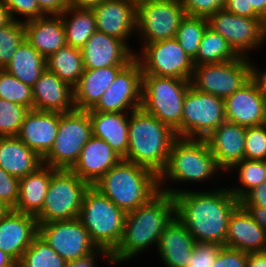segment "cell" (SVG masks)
Instances as JSON below:
<instances>
[{
    "label": "cell",
    "mask_w": 266,
    "mask_h": 267,
    "mask_svg": "<svg viewBox=\"0 0 266 267\" xmlns=\"http://www.w3.org/2000/svg\"><path fill=\"white\" fill-rule=\"evenodd\" d=\"M248 253L223 247L212 267H247Z\"/></svg>",
    "instance_id": "7dc6e473"
},
{
    "label": "cell",
    "mask_w": 266,
    "mask_h": 267,
    "mask_svg": "<svg viewBox=\"0 0 266 267\" xmlns=\"http://www.w3.org/2000/svg\"><path fill=\"white\" fill-rule=\"evenodd\" d=\"M226 178L230 192L240 201L251 189L266 181L264 160L244 159L226 173Z\"/></svg>",
    "instance_id": "d6a6232c"
},
{
    "label": "cell",
    "mask_w": 266,
    "mask_h": 267,
    "mask_svg": "<svg viewBox=\"0 0 266 267\" xmlns=\"http://www.w3.org/2000/svg\"><path fill=\"white\" fill-rule=\"evenodd\" d=\"M84 69L126 66L135 53L120 39L95 31L81 49Z\"/></svg>",
    "instance_id": "d6986e66"
},
{
    "label": "cell",
    "mask_w": 266,
    "mask_h": 267,
    "mask_svg": "<svg viewBox=\"0 0 266 267\" xmlns=\"http://www.w3.org/2000/svg\"><path fill=\"white\" fill-rule=\"evenodd\" d=\"M91 137L89 111L75 109L60 113L58 134L52 148L42 158L43 165L71 170Z\"/></svg>",
    "instance_id": "30bf717a"
},
{
    "label": "cell",
    "mask_w": 266,
    "mask_h": 267,
    "mask_svg": "<svg viewBox=\"0 0 266 267\" xmlns=\"http://www.w3.org/2000/svg\"><path fill=\"white\" fill-rule=\"evenodd\" d=\"M103 261L104 265L103 267L106 265V267H113V264L111 262V257L110 254L102 249H98L96 252H94L93 254L78 259L77 261H73V262H66L65 267H98L100 265L99 260Z\"/></svg>",
    "instance_id": "c3c4849f"
},
{
    "label": "cell",
    "mask_w": 266,
    "mask_h": 267,
    "mask_svg": "<svg viewBox=\"0 0 266 267\" xmlns=\"http://www.w3.org/2000/svg\"><path fill=\"white\" fill-rule=\"evenodd\" d=\"M247 267H266V252L248 253Z\"/></svg>",
    "instance_id": "db71d44e"
},
{
    "label": "cell",
    "mask_w": 266,
    "mask_h": 267,
    "mask_svg": "<svg viewBox=\"0 0 266 267\" xmlns=\"http://www.w3.org/2000/svg\"><path fill=\"white\" fill-rule=\"evenodd\" d=\"M45 15H60L69 7V0H37Z\"/></svg>",
    "instance_id": "816d5d0a"
},
{
    "label": "cell",
    "mask_w": 266,
    "mask_h": 267,
    "mask_svg": "<svg viewBox=\"0 0 266 267\" xmlns=\"http://www.w3.org/2000/svg\"><path fill=\"white\" fill-rule=\"evenodd\" d=\"M19 197V178L0 167V200L15 209Z\"/></svg>",
    "instance_id": "bcb514c9"
},
{
    "label": "cell",
    "mask_w": 266,
    "mask_h": 267,
    "mask_svg": "<svg viewBox=\"0 0 266 267\" xmlns=\"http://www.w3.org/2000/svg\"><path fill=\"white\" fill-rule=\"evenodd\" d=\"M225 183V184H224ZM176 217L196 242L226 247L228 221L240 204L226 181L214 189H192L174 195Z\"/></svg>",
    "instance_id": "6da1fadb"
},
{
    "label": "cell",
    "mask_w": 266,
    "mask_h": 267,
    "mask_svg": "<svg viewBox=\"0 0 266 267\" xmlns=\"http://www.w3.org/2000/svg\"><path fill=\"white\" fill-rule=\"evenodd\" d=\"M190 86V80L142 75L141 108L176 132L182 126L183 101Z\"/></svg>",
    "instance_id": "52a82bcc"
},
{
    "label": "cell",
    "mask_w": 266,
    "mask_h": 267,
    "mask_svg": "<svg viewBox=\"0 0 266 267\" xmlns=\"http://www.w3.org/2000/svg\"><path fill=\"white\" fill-rule=\"evenodd\" d=\"M60 112L30 109L17 137L43 158L52 148L58 134Z\"/></svg>",
    "instance_id": "44dd1931"
},
{
    "label": "cell",
    "mask_w": 266,
    "mask_h": 267,
    "mask_svg": "<svg viewBox=\"0 0 266 267\" xmlns=\"http://www.w3.org/2000/svg\"><path fill=\"white\" fill-rule=\"evenodd\" d=\"M124 67L109 66L100 69H84L80 80L73 87L75 108L85 111L92 109Z\"/></svg>",
    "instance_id": "f1b7e54d"
},
{
    "label": "cell",
    "mask_w": 266,
    "mask_h": 267,
    "mask_svg": "<svg viewBox=\"0 0 266 267\" xmlns=\"http://www.w3.org/2000/svg\"><path fill=\"white\" fill-rule=\"evenodd\" d=\"M207 19L209 27L221 34L239 56L255 60L256 54L260 57L259 52L266 53L263 49L266 47V21L263 18L238 16L221 9Z\"/></svg>",
    "instance_id": "7c38bea8"
},
{
    "label": "cell",
    "mask_w": 266,
    "mask_h": 267,
    "mask_svg": "<svg viewBox=\"0 0 266 267\" xmlns=\"http://www.w3.org/2000/svg\"><path fill=\"white\" fill-rule=\"evenodd\" d=\"M24 40V22L12 20L8 25L0 28V69L11 61Z\"/></svg>",
    "instance_id": "ab89813d"
},
{
    "label": "cell",
    "mask_w": 266,
    "mask_h": 267,
    "mask_svg": "<svg viewBox=\"0 0 266 267\" xmlns=\"http://www.w3.org/2000/svg\"><path fill=\"white\" fill-rule=\"evenodd\" d=\"M175 131L141 107L130 112L127 161L146 167L158 176L165 170Z\"/></svg>",
    "instance_id": "277c9868"
},
{
    "label": "cell",
    "mask_w": 266,
    "mask_h": 267,
    "mask_svg": "<svg viewBox=\"0 0 266 267\" xmlns=\"http://www.w3.org/2000/svg\"><path fill=\"white\" fill-rule=\"evenodd\" d=\"M248 9H254L266 21V0H248Z\"/></svg>",
    "instance_id": "9f6ffc18"
},
{
    "label": "cell",
    "mask_w": 266,
    "mask_h": 267,
    "mask_svg": "<svg viewBox=\"0 0 266 267\" xmlns=\"http://www.w3.org/2000/svg\"><path fill=\"white\" fill-rule=\"evenodd\" d=\"M57 169L42 165L35 172L19 179V197L15 211L36 216L45 202L52 174Z\"/></svg>",
    "instance_id": "4dcf8cb0"
},
{
    "label": "cell",
    "mask_w": 266,
    "mask_h": 267,
    "mask_svg": "<svg viewBox=\"0 0 266 267\" xmlns=\"http://www.w3.org/2000/svg\"><path fill=\"white\" fill-rule=\"evenodd\" d=\"M93 186L126 213L160 191L155 172L125 159L111 167Z\"/></svg>",
    "instance_id": "5b68a950"
},
{
    "label": "cell",
    "mask_w": 266,
    "mask_h": 267,
    "mask_svg": "<svg viewBox=\"0 0 266 267\" xmlns=\"http://www.w3.org/2000/svg\"><path fill=\"white\" fill-rule=\"evenodd\" d=\"M127 213L90 186L83 197L79 219L98 249L111 254L119 244Z\"/></svg>",
    "instance_id": "8992f818"
},
{
    "label": "cell",
    "mask_w": 266,
    "mask_h": 267,
    "mask_svg": "<svg viewBox=\"0 0 266 267\" xmlns=\"http://www.w3.org/2000/svg\"><path fill=\"white\" fill-rule=\"evenodd\" d=\"M121 159L104 140L92 136L82 148L80 157L71 170L93 186Z\"/></svg>",
    "instance_id": "d4e9b609"
},
{
    "label": "cell",
    "mask_w": 266,
    "mask_h": 267,
    "mask_svg": "<svg viewBox=\"0 0 266 267\" xmlns=\"http://www.w3.org/2000/svg\"><path fill=\"white\" fill-rule=\"evenodd\" d=\"M225 118L224 99L188 88L183 101L182 126L177 137L206 139Z\"/></svg>",
    "instance_id": "4fadbf2b"
},
{
    "label": "cell",
    "mask_w": 266,
    "mask_h": 267,
    "mask_svg": "<svg viewBox=\"0 0 266 267\" xmlns=\"http://www.w3.org/2000/svg\"><path fill=\"white\" fill-rule=\"evenodd\" d=\"M38 235L35 216L12 209L0 220V250L18 263Z\"/></svg>",
    "instance_id": "ffe728a7"
},
{
    "label": "cell",
    "mask_w": 266,
    "mask_h": 267,
    "mask_svg": "<svg viewBox=\"0 0 266 267\" xmlns=\"http://www.w3.org/2000/svg\"><path fill=\"white\" fill-rule=\"evenodd\" d=\"M46 69L74 87L84 72L81 49L61 47L46 58Z\"/></svg>",
    "instance_id": "e575fe53"
},
{
    "label": "cell",
    "mask_w": 266,
    "mask_h": 267,
    "mask_svg": "<svg viewBox=\"0 0 266 267\" xmlns=\"http://www.w3.org/2000/svg\"><path fill=\"white\" fill-rule=\"evenodd\" d=\"M105 0H69V6L77 9L92 10Z\"/></svg>",
    "instance_id": "11a10c76"
},
{
    "label": "cell",
    "mask_w": 266,
    "mask_h": 267,
    "mask_svg": "<svg viewBox=\"0 0 266 267\" xmlns=\"http://www.w3.org/2000/svg\"><path fill=\"white\" fill-rule=\"evenodd\" d=\"M185 17L181 0H137L136 49L138 45L175 38Z\"/></svg>",
    "instance_id": "8fae6325"
},
{
    "label": "cell",
    "mask_w": 266,
    "mask_h": 267,
    "mask_svg": "<svg viewBox=\"0 0 266 267\" xmlns=\"http://www.w3.org/2000/svg\"><path fill=\"white\" fill-rule=\"evenodd\" d=\"M42 165V158L17 136H0V167L7 173L20 179Z\"/></svg>",
    "instance_id": "f546056e"
},
{
    "label": "cell",
    "mask_w": 266,
    "mask_h": 267,
    "mask_svg": "<svg viewBox=\"0 0 266 267\" xmlns=\"http://www.w3.org/2000/svg\"><path fill=\"white\" fill-rule=\"evenodd\" d=\"M29 109L0 98V136H17Z\"/></svg>",
    "instance_id": "60d3db41"
},
{
    "label": "cell",
    "mask_w": 266,
    "mask_h": 267,
    "mask_svg": "<svg viewBox=\"0 0 266 267\" xmlns=\"http://www.w3.org/2000/svg\"><path fill=\"white\" fill-rule=\"evenodd\" d=\"M175 216L174 196L161 190L149 201L128 212L122 238L110 254L113 267L126 265L135 261L136 257L156 250L159 237Z\"/></svg>",
    "instance_id": "3957f363"
},
{
    "label": "cell",
    "mask_w": 266,
    "mask_h": 267,
    "mask_svg": "<svg viewBox=\"0 0 266 267\" xmlns=\"http://www.w3.org/2000/svg\"><path fill=\"white\" fill-rule=\"evenodd\" d=\"M0 98L33 109L32 87L0 69Z\"/></svg>",
    "instance_id": "f35d334b"
},
{
    "label": "cell",
    "mask_w": 266,
    "mask_h": 267,
    "mask_svg": "<svg viewBox=\"0 0 266 267\" xmlns=\"http://www.w3.org/2000/svg\"><path fill=\"white\" fill-rule=\"evenodd\" d=\"M3 69L33 87L46 69V59L25 39Z\"/></svg>",
    "instance_id": "1f68e13d"
},
{
    "label": "cell",
    "mask_w": 266,
    "mask_h": 267,
    "mask_svg": "<svg viewBox=\"0 0 266 267\" xmlns=\"http://www.w3.org/2000/svg\"><path fill=\"white\" fill-rule=\"evenodd\" d=\"M25 39L46 59L67 45L60 15H45L24 22Z\"/></svg>",
    "instance_id": "4316f807"
},
{
    "label": "cell",
    "mask_w": 266,
    "mask_h": 267,
    "mask_svg": "<svg viewBox=\"0 0 266 267\" xmlns=\"http://www.w3.org/2000/svg\"><path fill=\"white\" fill-rule=\"evenodd\" d=\"M60 16L65 28L67 45L82 49L96 31L93 11L69 6Z\"/></svg>",
    "instance_id": "836d02e7"
},
{
    "label": "cell",
    "mask_w": 266,
    "mask_h": 267,
    "mask_svg": "<svg viewBox=\"0 0 266 267\" xmlns=\"http://www.w3.org/2000/svg\"><path fill=\"white\" fill-rule=\"evenodd\" d=\"M246 129L225 121L205 139L225 174L244 160Z\"/></svg>",
    "instance_id": "7402d4cb"
},
{
    "label": "cell",
    "mask_w": 266,
    "mask_h": 267,
    "mask_svg": "<svg viewBox=\"0 0 266 267\" xmlns=\"http://www.w3.org/2000/svg\"><path fill=\"white\" fill-rule=\"evenodd\" d=\"M244 159L266 160V123L247 127Z\"/></svg>",
    "instance_id": "b9f144b4"
},
{
    "label": "cell",
    "mask_w": 266,
    "mask_h": 267,
    "mask_svg": "<svg viewBox=\"0 0 266 267\" xmlns=\"http://www.w3.org/2000/svg\"><path fill=\"white\" fill-rule=\"evenodd\" d=\"M226 121L245 127L259 126L266 121V97L255 75L242 88L224 99Z\"/></svg>",
    "instance_id": "ac0fdd59"
},
{
    "label": "cell",
    "mask_w": 266,
    "mask_h": 267,
    "mask_svg": "<svg viewBox=\"0 0 266 267\" xmlns=\"http://www.w3.org/2000/svg\"><path fill=\"white\" fill-rule=\"evenodd\" d=\"M226 247L245 253L264 251L266 230L261 228L239 204L228 221Z\"/></svg>",
    "instance_id": "484cf974"
},
{
    "label": "cell",
    "mask_w": 266,
    "mask_h": 267,
    "mask_svg": "<svg viewBox=\"0 0 266 267\" xmlns=\"http://www.w3.org/2000/svg\"><path fill=\"white\" fill-rule=\"evenodd\" d=\"M12 20L8 7L0 0V28L8 25Z\"/></svg>",
    "instance_id": "6f0895ef"
},
{
    "label": "cell",
    "mask_w": 266,
    "mask_h": 267,
    "mask_svg": "<svg viewBox=\"0 0 266 267\" xmlns=\"http://www.w3.org/2000/svg\"><path fill=\"white\" fill-rule=\"evenodd\" d=\"M92 11L97 31L122 40L135 53L137 0H105Z\"/></svg>",
    "instance_id": "e0dca14e"
},
{
    "label": "cell",
    "mask_w": 266,
    "mask_h": 267,
    "mask_svg": "<svg viewBox=\"0 0 266 267\" xmlns=\"http://www.w3.org/2000/svg\"><path fill=\"white\" fill-rule=\"evenodd\" d=\"M139 50V51H138ZM142 75H156L190 80L194 63L176 38L142 44L135 49Z\"/></svg>",
    "instance_id": "5bb4252c"
},
{
    "label": "cell",
    "mask_w": 266,
    "mask_h": 267,
    "mask_svg": "<svg viewBox=\"0 0 266 267\" xmlns=\"http://www.w3.org/2000/svg\"><path fill=\"white\" fill-rule=\"evenodd\" d=\"M239 55L228 41L209 26L203 34L194 66L202 64L223 63L237 59Z\"/></svg>",
    "instance_id": "d590c367"
},
{
    "label": "cell",
    "mask_w": 266,
    "mask_h": 267,
    "mask_svg": "<svg viewBox=\"0 0 266 267\" xmlns=\"http://www.w3.org/2000/svg\"><path fill=\"white\" fill-rule=\"evenodd\" d=\"M0 267H17V263L8 254L0 250Z\"/></svg>",
    "instance_id": "91938a15"
},
{
    "label": "cell",
    "mask_w": 266,
    "mask_h": 267,
    "mask_svg": "<svg viewBox=\"0 0 266 267\" xmlns=\"http://www.w3.org/2000/svg\"><path fill=\"white\" fill-rule=\"evenodd\" d=\"M250 214L252 219L263 229L266 230V208L260 206H243Z\"/></svg>",
    "instance_id": "f5cc1de1"
},
{
    "label": "cell",
    "mask_w": 266,
    "mask_h": 267,
    "mask_svg": "<svg viewBox=\"0 0 266 267\" xmlns=\"http://www.w3.org/2000/svg\"><path fill=\"white\" fill-rule=\"evenodd\" d=\"M92 136L104 140L122 159L127 156L130 113L89 111Z\"/></svg>",
    "instance_id": "83f0119b"
},
{
    "label": "cell",
    "mask_w": 266,
    "mask_h": 267,
    "mask_svg": "<svg viewBox=\"0 0 266 267\" xmlns=\"http://www.w3.org/2000/svg\"><path fill=\"white\" fill-rule=\"evenodd\" d=\"M90 185L72 170L57 169L51 177L37 223L79 218L82 201Z\"/></svg>",
    "instance_id": "9c48e42d"
},
{
    "label": "cell",
    "mask_w": 266,
    "mask_h": 267,
    "mask_svg": "<svg viewBox=\"0 0 266 267\" xmlns=\"http://www.w3.org/2000/svg\"><path fill=\"white\" fill-rule=\"evenodd\" d=\"M256 63L239 56L232 61L194 66L190 83L198 91L225 99L255 76Z\"/></svg>",
    "instance_id": "ba28073f"
},
{
    "label": "cell",
    "mask_w": 266,
    "mask_h": 267,
    "mask_svg": "<svg viewBox=\"0 0 266 267\" xmlns=\"http://www.w3.org/2000/svg\"><path fill=\"white\" fill-rule=\"evenodd\" d=\"M262 65H263V62L261 64L256 63L255 75L260 80L264 93H265V97H266V66L265 65L262 66Z\"/></svg>",
    "instance_id": "680465c9"
},
{
    "label": "cell",
    "mask_w": 266,
    "mask_h": 267,
    "mask_svg": "<svg viewBox=\"0 0 266 267\" xmlns=\"http://www.w3.org/2000/svg\"><path fill=\"white\" fill-rule=\"evenodd\" d=\"M223 9L238 16L262 18L254 9H248V0H226Z\"/></svg>",
    "instance_id": "f907efd6"
},
{
    "label": "cell",
    "mask_w": 266,
    "mask_h": 267,
    "mask_svg": "<svg viewBox=\"0 0 266 267\" xmlns=\"http://www.w3.org/2000/svg\"><path fill=\"white\" fill-rule=\"evenodd\" d=\"M225 177L205 139L177 137L171 146L167 166L159 176V187L174 196L192 190L191 187L195 190L208 189V186L217 188L222 186L220 183Z\"/></svg>",
    "instance_id": "7a4b0ae2"
},
{
    "label": "cell",
    "mask_w": 266,
    "mask_h": 267,
    "mask_svg": "<svg viewBox=\"0 0 266 267\" xmlns=\"http://www.w3.org/2000/svg\"><path fill=\"white\" fill-rule=\"evenodd\" d=\"M242 206H260L266 208V181L251 189L241 200Z\"/></svg>",
    "instance_id": "681fc988"
},
{
    "label": "cell",
    "mask_w": 266,
    "mask_h": 267,
    "mask_svg": "<svg viewBox=\"0 0 266 267\" xmlns=\"http://www.w3.org/2000/svg\"><path fill=\"white\" fill-rule=\"evenodd\" d=\"M208 26L206 17L186 15L177 29L175 38L192 61L197 57L200 42Z\"/></svg>",
    "instance_id": "8d00e7d4"
},
{
    "label": "cell",
    "mask_w": 266,
    "mask_h": 267,
    "mask_svg": "<svg viewBox=\"0 0 266 267\" xmlns=\"http://www.w3.org/2000/svg\"><path fill=\"white\" fill-rule=\"evenodd\" d=\"M33 109L66 113L75 110L73 87L45 69L32 87Z\"/></svg>",
    "instance_id": "cb8c5ba5"
},
{
    "label": "cell",
    "mask_w": 266,
    "mask_h": 267,
    "mask_svg": "<svg viewBox=\"0 0 266 267\" xmlns=\"http://www.w3.org/2000/svg\"><path fill=\"white\" fill-rule=\"evenodd\" d=\"M11 210L12 208L9 205L0 200V220L3 219Z\"/></svg>",
    "instance_id": "94428289"
},
{
    "label": "cell",
    "mask_w": 266,
    "mask_h": 267,
    "mask_svg": "<svg viewBox=\"0 0 266 267\" xmlns=\"http://www.w3.org/2000/svg\"><path fill=\"white\" fill-rule=\"evenodd\" d=\"M8 7L13 20L26 22L45 16L37 0H2ZM21 16V17H20Z\"/></svg>",
    "instance_id": "7bdbcfd3"
},
{
    "label": "cell",
    "mask_w": 266,
    "mask_h": 267,
    "mask_svg": "<svg viewBox=\"0 0 266 267\" xmlns=\"http://www.w3.org/2000/svg\"><path fill=\"white\" fill-rule=\"evenodd\" d=\"M66 261L38 235L23 253L17 267H65Z\"/></svg>",
    "instance_id": "74e56055"
},
{
    "label": "cell",
    "mask_w": 266,
    "mask_h": 267,
    "mask_svg": "<svg viewBox=\"0 0 266 267\" xmlns=\"http://www.w3.org/2000/svg\"><path fill=\"white\" fill-rule=\"evenodd\" d=\"M142 70L134 58L116 76L98 103L88 111L130 113L141 107Z\"/></svg>",
    "instance_id": "2e32d148"
},
{
    "label": "cell",
    "mask_w": 266,
    "mask_h": 267,
    "mask_svg": "<svg viewBox=\"0 0 266 267\" xmlns=\"http://www.w3.org/2000/svg\"><path fill=\"white\" fill-rule=\"evenodd\" d=\"M196 241L184 224L175 216L159 237L156 256L160 267H185Z\"/></svg>",
    "instance_id": "603a6c76"
},
{
    "label": "cell",
    "mask_w": 266,
    "mask_h": 267,
    "mask_svg": "<svg viewBox=\"0 0 266 267\" xmlns=\"http://www.w3.org/2000/svg\"><path fill=\"white\" fill-rule=\"evenodd\" d=\"M38 236L66 262L77 261L98 250L79 218L38 223Z\"/></svg>",
    "instance_id": "9a60e30c"
},
{
    "label": "cell",
    "mask_w": 266,
    "mask_h": 267,
    "mask_svg": "<svg viewBox=\"0 0 266 267\" xmlns=\"http://www.w3.org/2000/svg\"><path fill=\"white\" fill-rule=\"evenodd\" d=\"M226 0H181L187 16L208 18L223 9Z\"/></svg>",
    "instance_id": "f6af8a7d"
},
{
    "label": "cell",
    "mask_w": 266,
    "mask_h": 267,
    "mask_svg": "<svg viewBox=\"0 0 266 267\" xmlns=\"http://www.w3.org/2000/svg\"><path fill=\"white\" fill-rule=\"evenodd\" d=\"M223 247L217 243L196 242L191 258L185 267H212Z\"/></svg>",
    "instance_id": "ee69618b"
}]
</instances>
